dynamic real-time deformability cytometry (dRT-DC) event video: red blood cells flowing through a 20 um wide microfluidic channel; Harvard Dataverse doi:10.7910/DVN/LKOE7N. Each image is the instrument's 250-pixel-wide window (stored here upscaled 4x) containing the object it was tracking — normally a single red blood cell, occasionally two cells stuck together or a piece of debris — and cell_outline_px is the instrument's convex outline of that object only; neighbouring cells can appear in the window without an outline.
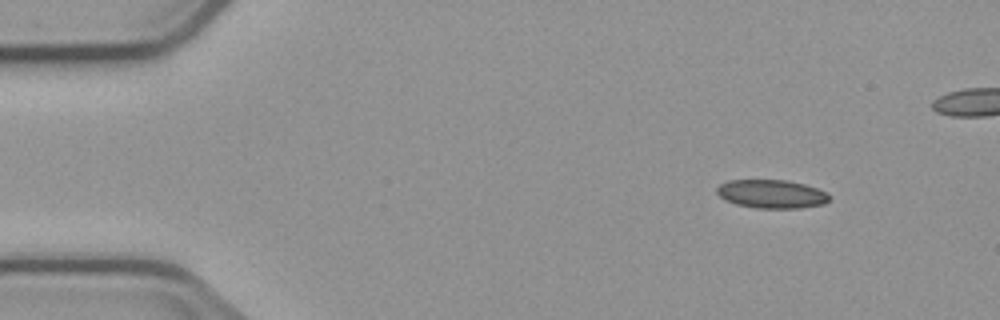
{"species": "common noctule bat (a hibernating species)", "species_latin": "Nyctalus noctula", "temperature_condition": "cold", "stored_images_in_passage": 4, "camera_frame_rate_fps": 3000, "um_per_image_px": 0.085, "animal": {"sex": "male", "body_mass_g": 23.1, "forearm_length_mm": 52.7}, "frame": {"image": 1, "passage_image": 1, "time_ms": 0.0, "image_size_px": [1000, 320], "cell_outline_px": [[832, 196], [824, 204], [800, 208], [756, 208], [736, 204], [724, 200], [716, 192], [716, 188], [720, 184], [728, 180], [788, 180], [804, 184], [828, 192]], "centroid_in_image_um": [65.59, 16.49], "position_along_channel_um": 19.4, "area_um2": 18.84}}